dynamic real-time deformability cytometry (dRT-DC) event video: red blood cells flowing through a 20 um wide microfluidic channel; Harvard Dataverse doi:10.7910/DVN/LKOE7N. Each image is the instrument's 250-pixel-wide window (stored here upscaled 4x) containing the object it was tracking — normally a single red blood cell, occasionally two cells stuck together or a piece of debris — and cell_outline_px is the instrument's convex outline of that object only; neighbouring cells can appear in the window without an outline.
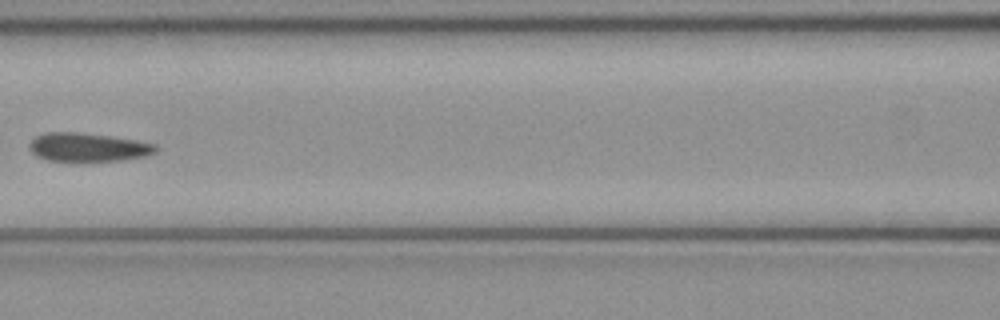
{"species": "common noctule bat (a hibernating species)", "species_latin": "Nyctalus noctula", "temperature_condition": "cold", "stored_images_in_passage": 5, "camera_frame_rate_fps": 3000, "um_per_image_px": 0.085, "animal": {"sex": "female", "body_mass_g": 21.9}, "frame": {"image": 1, "passage_image": 5, "time_ms": 1.333, "image_size_px": [1000, 320], "cell_outline_px": [[160, 148], [156, 152], [144, 156], [124, 160], [84, 164], [48, 160], [36, 156], [28, 148], [28, 144], [36, 136], [44, 132], [76, 132], [108, 136], [136, 140], [156, 144]], "centroid_in_image_um": [7.46, 12.56], "position_along_channel_um": 159.1, "area_um2": 21.96}}